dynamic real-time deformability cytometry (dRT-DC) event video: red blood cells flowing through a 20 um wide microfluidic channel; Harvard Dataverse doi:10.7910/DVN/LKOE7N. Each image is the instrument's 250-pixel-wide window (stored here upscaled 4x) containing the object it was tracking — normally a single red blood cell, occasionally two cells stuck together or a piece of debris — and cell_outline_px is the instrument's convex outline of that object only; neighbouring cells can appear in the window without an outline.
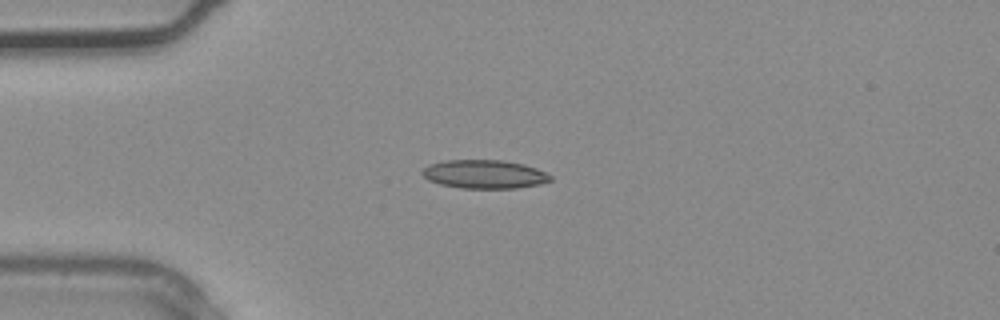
{"species": "common noctule bat (a hibernating species)", "species_latin": "Nyctalus noctula", "temperature_condition": "warm", "stored_images_in_passage": 2, "camera_frame_rate_fps": 3000, "um_per_image_px": 0.085, "animal": {"sex": "male", "body_mass_g": 20.4}, "frame": {"image": 1, "passage_image": 1, "time_ms": 0.0, "image_size_px": [1000, 320], "cell_outline_px": [[552, 180], [540, 184], [516, 188], [460, 188], [440, 184], [428, 180], [420, 172], [428, 164], [444, 160], [504, 160], [524, 164], [536, 168], [552, 176]], "centroid_in_image_um": [41.16, 14.8], "position_along_channel_um": 43.8, "area_um2": 21.44}}